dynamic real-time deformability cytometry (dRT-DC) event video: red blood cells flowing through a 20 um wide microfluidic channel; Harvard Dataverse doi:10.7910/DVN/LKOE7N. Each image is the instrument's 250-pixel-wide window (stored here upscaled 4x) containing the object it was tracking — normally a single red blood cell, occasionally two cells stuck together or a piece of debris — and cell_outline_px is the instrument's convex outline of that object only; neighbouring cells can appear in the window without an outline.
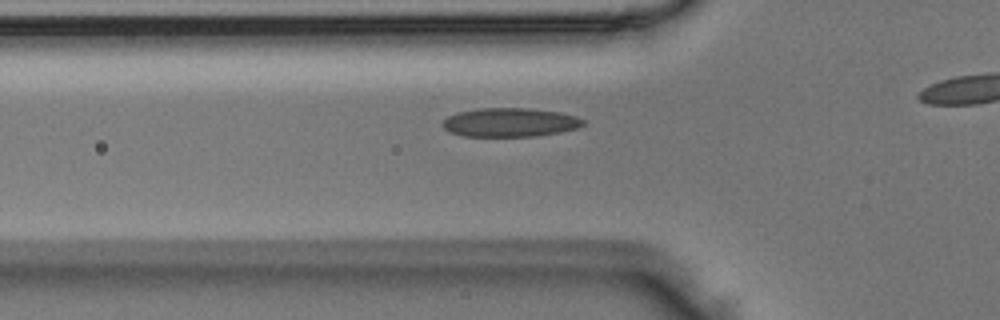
{"species": "Egyptian fruit bat (a non-hibernating species)", "species_latin": "Rousettus aegyptiacus", "temperature_condition": "room temperature", "stored_images_in_passage": 28, "camera_frame_rate_fps": 3000, "um_per_image_px": 0.085, "animal": {"sex": "male"}, "frame": {"image": 1, "passage_image": 4, "time_ms": 1.0, "image_size_px": [1000, 320], "cell_outline_px": [[584, 124], [580, 128], [560, 132], [536, 136], [464, 136], [452, 132], [444, 128], [440, 124], [448, 116], [456, 112], [480, 108], [528, 108], [560, 112], [576, 116], [584, 120]], "centroid_in_image_um": [43.36, 10.4], "position_along_channel_um": 82.4, "area_um2": 23.7}}
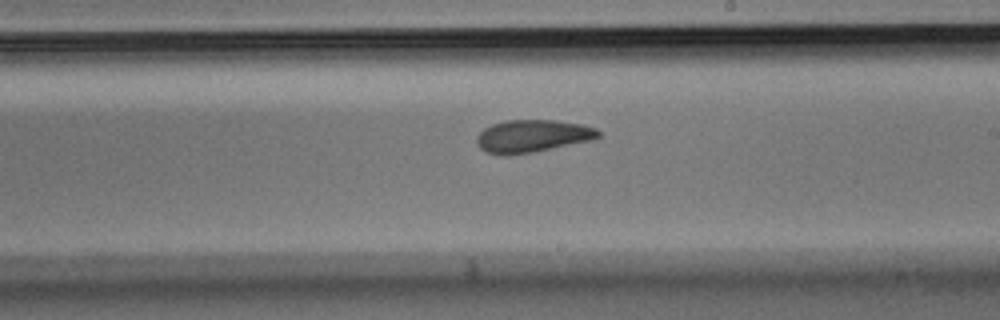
{"frame": {"image": 2, "passage_image": 16, "time_ms": 5.0, "image_size_px": [1000, 320], "cell_outline_px": [[600, 136], [596, 140], [532, 152], [508, 156], [500, 156], [484, 152], [476, 144], [476, 136], [484, 128], [492, 124], [504, 120], [556, 120], [580, 124], [596, 128], [600, 132]], "centroid_in_image_um": [45.24, 11.58], "position_along_channel_um": 243.8, "area_um2": 23.52}}
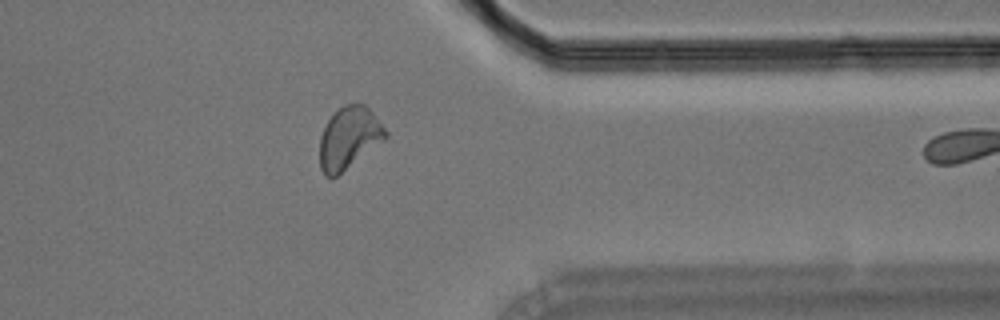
{"frame": {"image": 3, "passage_image": 27, "time_ms": 8.667, "image_size_px": [1000, 320], "cell_outline_px": [[388, 136], [384, 140], [336, 176], [324, 176], [320, 168], [320, 136], [328, 120], [344, 104], [364, 104], [372, 112], [388, 132]], "centroid_in_image_um": [29.66, 11.72], "position_along_channel_um": 381.7, "area_um2": 23.29}}